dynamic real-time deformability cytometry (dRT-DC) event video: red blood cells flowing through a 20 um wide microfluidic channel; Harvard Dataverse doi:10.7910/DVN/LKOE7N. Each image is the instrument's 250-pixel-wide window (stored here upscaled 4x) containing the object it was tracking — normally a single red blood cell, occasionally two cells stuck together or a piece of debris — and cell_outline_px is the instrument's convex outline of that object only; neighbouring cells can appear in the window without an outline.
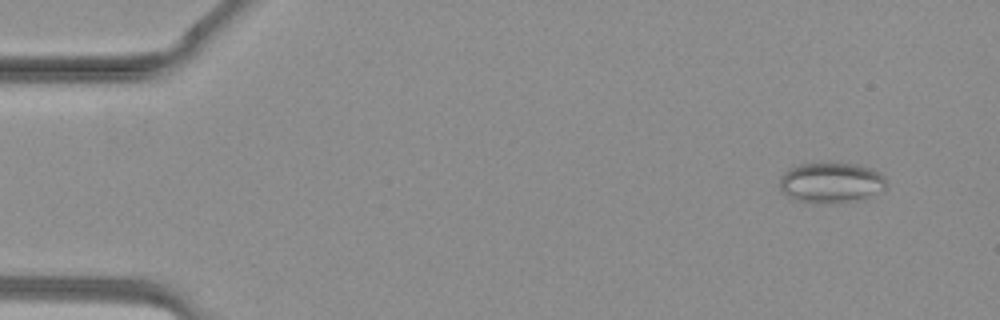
{"species": "common noctule bat (a hibernating species)", "species_latin": "Nyctalus noctula", "temperature_condition": "warm", "stored_images_in_passage": 32, "camera_frame_rate_fps": 3000, "um_per_image_px": 0.085, "animal": {"sex": "female", "body_mass_g": 19.3, "forearm_length_mm": 54.1}, "frame": {"image": 1, "passage_image": 3, "time_ms": 0.667, "image_size_px": [1000, 320], "cell_outline_px": [[888, 188], [884, 192], [864, 200], [832, 204], [812, 204], [792, 200], [780, 188], [780, 176], [788, 168], [800, 164], [828, 160], [856, 164], [872, 168], [880, 172], [884, 176]], "centroid_in_image_um": [70.69, 15.52], "position_along_channel_um": 14.3, "area_um2": 26.82}}
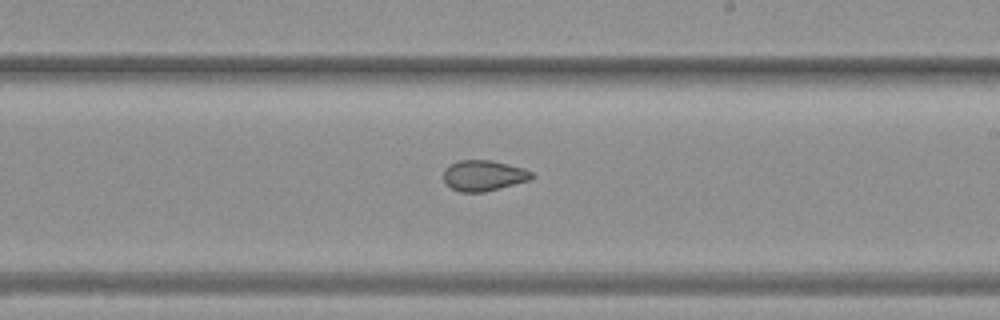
{"frame": {"image": 2, "passage_image": 23, "time_ms": 7.333, "image_size_px": [1000, 320], "cell_outline_px": [[536, 176], [532, 180], [484, 192], [460, 192], [444, 184], [444, 168], [460, 160], [492, 160], [524, 168], [532, 172]], "centroid_in_image_um": [41.14, 14.93], "position_along_channel_um": 247.9, "area_um2": 15.95}}
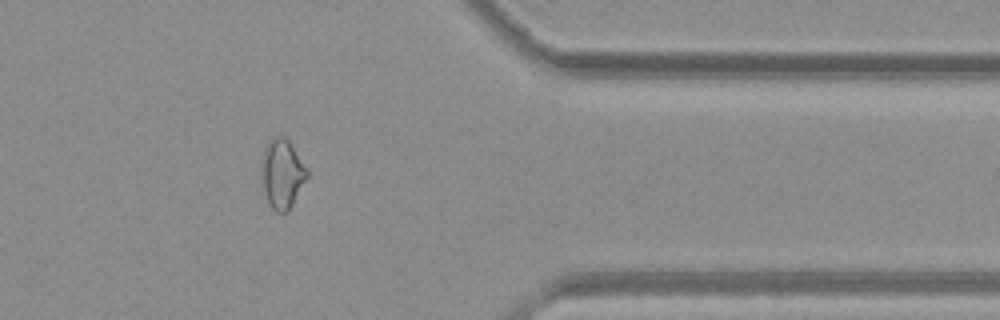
{"frame": {"image": 3, "passage_image": 32, "time_ms": 10.333, "image_size_px": [1000, 320], "cell_outline_px": [[308, 176], [288, 212], [276, 212], [268, 204], [264, 192], [260, 176], [260, 160], [264, 148], [276, 136], [284, 136], [288, 140], [308, 168]], "centroid_in_image_um": [23.96, 14.78], "position_along_channel_um": 387.4, "area_um2": 18.61}}